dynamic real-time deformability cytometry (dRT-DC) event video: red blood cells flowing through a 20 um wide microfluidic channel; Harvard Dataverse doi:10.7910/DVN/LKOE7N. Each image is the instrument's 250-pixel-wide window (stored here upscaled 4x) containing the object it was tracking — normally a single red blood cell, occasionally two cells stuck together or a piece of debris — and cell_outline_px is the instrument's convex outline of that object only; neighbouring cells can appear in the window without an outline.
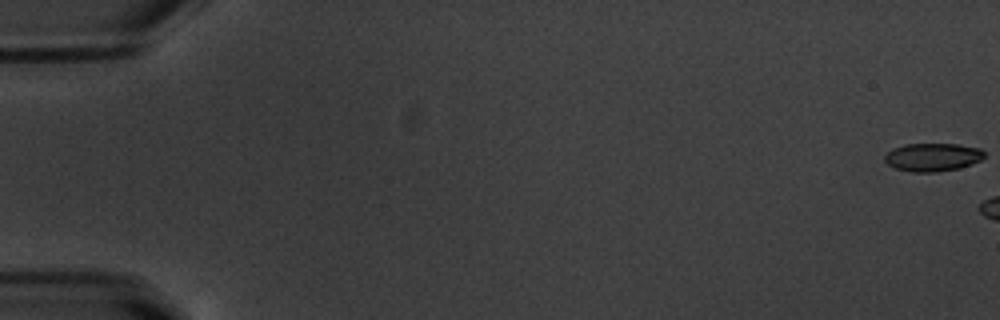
{"species": "common noctule bat (a hibernating species)", "species_latin": "Nyctalus noctula", "temperature_condition": "warm", "stored_images_in_passage": 6, "camera_frame_rate_fps": 3000, "um_per_image_px": 0.085, "animal": {"sex": "male", "body_mass_g": 20.1, "forearm_length_mm": 53.5}, "frame": {"image": 1, "passage_image": 1, "time_ms": 0.0, "image_size_px": [1000, 320], "cell_outline_px": [[984, 156], [980, 160], [972, 164], [960, 168], [936, 172], [912, 172], [896, 168], [888, 164], [884, 160], [884, 156], [892, 148], [904, 144], [956, 144], [980, 148], [984, 152]], "centroid_in_image_um": [79.26, 13.36], "position_along_channel_um": 5.7, "area_um2": 16.36}}